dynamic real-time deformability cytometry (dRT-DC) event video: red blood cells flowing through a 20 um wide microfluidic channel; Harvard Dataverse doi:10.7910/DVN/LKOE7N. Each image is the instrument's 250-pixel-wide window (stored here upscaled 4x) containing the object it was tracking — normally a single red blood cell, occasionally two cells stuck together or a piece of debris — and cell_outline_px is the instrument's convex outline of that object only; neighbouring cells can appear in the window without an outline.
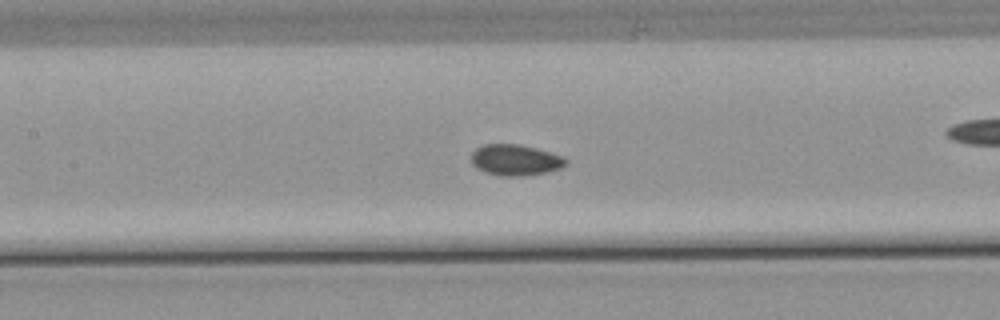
{"species": "common noctule bat (a hibernating species)", "species_latin": "Nyctalus noctula", "temperature_condition": "warm", "stored_images_in_passage": 38, "camera_frame_rate_fps": 3000, "um_per_image_px": 0.085, "animal": {"sex": "male", "body_mass_g": 21.5, "forearm_length_mm": 52.0}, "frame": {"image": 1, "passage_image": 12, "time_ms": 3.667, "image_size_px": [1000, 320], "cell_outline_px": [[568, 164], [560, 168], [544, 172], [524, 176], [496, 176], [484, 172], [476, 168], [472, 164], [472, 152], [476, 148], [484, 144], [520, 144], [536, 148], [564, 156], [568, 160]], "centroid_in_image_um": [43.8, 13.6], "position_along_channel_um": 163.6, "area_um2": 17.28}}
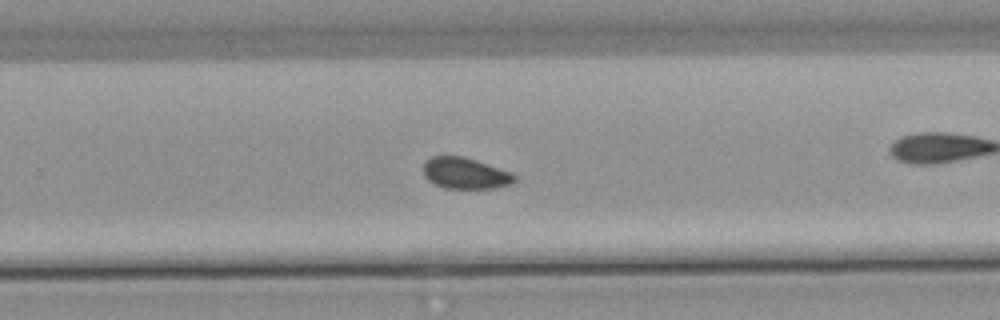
{"frame": {"image": 2, "passage_image": 22, "time_ms": 7.0, "image_size_px": [1000, 320], "cell_outline_px": [[516, 180], [512, 184], [492, 188], [444, 188], [428, 180], [424, 176], [424, 160], [432, 156], [464, 156], [512, 172], [516, 176]], "centroid_in_image_um": [39.55, 14.72], "position_along_channel_um": 290.2, "area_um2": 16.65}, "authors_computed_cell_mechanics": {"area_um2": 17.051, "velocity_mm_per_s": 3.8181, "shape_relaxation_time_tau1_ms": null, "shape_relaxation_time_tau2_ms": 1.8049, "deformation_change_tau1": null, "deformation_change_tau2": 0.0527}}